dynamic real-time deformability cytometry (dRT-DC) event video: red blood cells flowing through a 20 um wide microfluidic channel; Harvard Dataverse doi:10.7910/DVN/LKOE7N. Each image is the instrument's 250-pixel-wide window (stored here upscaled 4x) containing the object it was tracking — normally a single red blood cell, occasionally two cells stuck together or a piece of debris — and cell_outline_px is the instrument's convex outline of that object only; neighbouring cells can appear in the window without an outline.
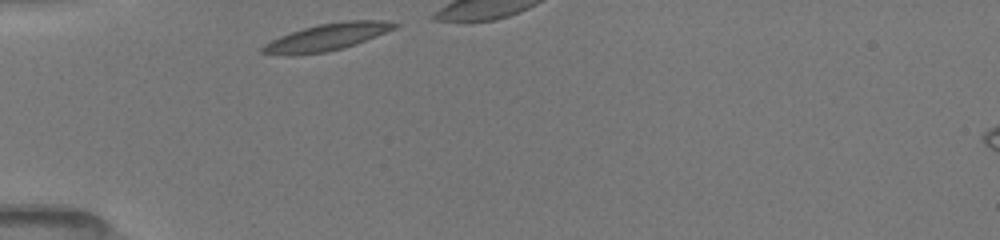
{"species": "common noctule bat (a hibernating species)", "species_latin": "Nyctalus noctula", "temperature_condition": "room temperature", "stored_images_in_passage": 12, "camera_frame_rate_fps": 3000, "um_per_image_px": 0.085, "animal": {"sex": "female", "body_mass_g": 19.5, "forearm_length_mm": 54.1}, "frame": {"image": 1, "passage_image": 1, "time_ms": 0.0, "image_size_px": [1000, 240], "cell_outline_px": [[400, 24], [396, 28], [356, 44], [328, 52], [292, 56], [260, 52], [260, 48], [264, 44], [280, 36], [304, 28], [320, 24], [344, 20], [384, 20]], "centroid_in_image_um": [27.8, 3.16], "position_along_channel_um": 57.2, "area_um2": 20.75}}
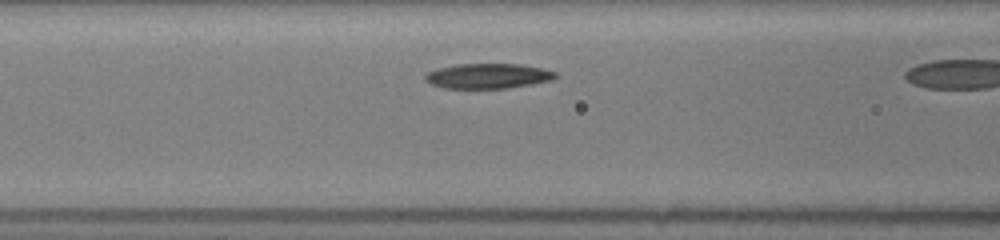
{"frame": {"image": 2, "passage_image": 7, "time_ms": 2.0, "image_size_px": [1000, 240], "cell_outline_px": [[560, 76], [552, 80], [532, 84], [508, 88], [444, 88], [432, 84], [424, 80], [424, 76], [428, 72], [436, 68], [456, 64], [520, 64], [540, 68], [556, 72]], "centroid_in_image_um": [41.48, 6.46], "position_along_channel_um": 125.1, "area_um2": 19.07}}
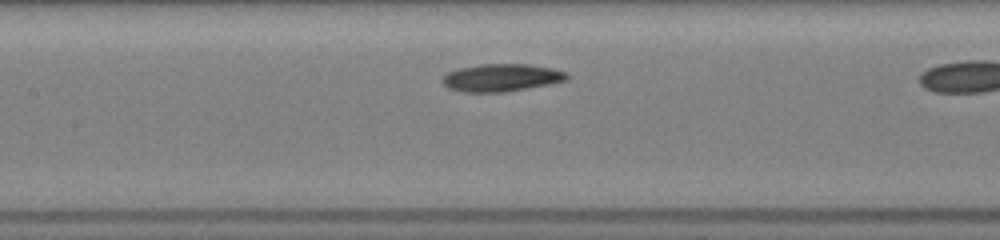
{"frame": {"image": 3, "passage_image": 10, "time_ms": 3.0, "image_size_px": [1000, 240], "cell_outline_px": [[568, 80], [528, 88], [504, 92], [460, 92], [448, 88], [440, 80], [448, 72], [456, 68], [480, 64], [528, 64], [552, 68], [568, 72]], "centroid_in_image_um": [42.6, 6.6], "position_along_channel_um": 164.8, "area_um2": 20.17}}